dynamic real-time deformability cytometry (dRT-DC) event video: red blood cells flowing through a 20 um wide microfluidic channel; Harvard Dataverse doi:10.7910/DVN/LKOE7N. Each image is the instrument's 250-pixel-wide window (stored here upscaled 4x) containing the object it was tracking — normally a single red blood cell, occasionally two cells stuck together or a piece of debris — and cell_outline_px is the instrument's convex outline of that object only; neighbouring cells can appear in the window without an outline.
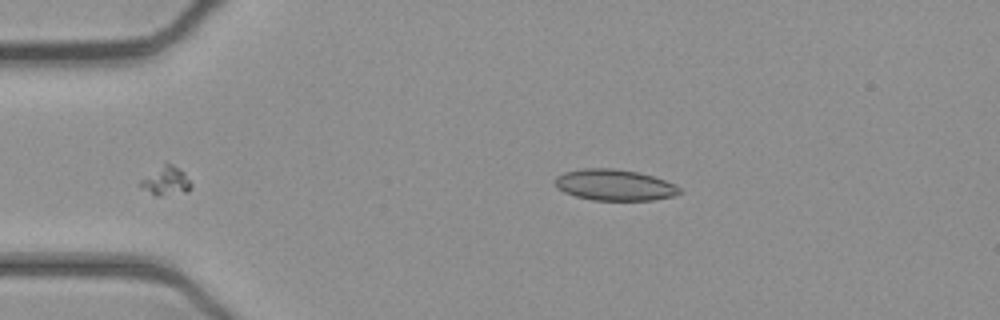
{"species": "common noctule bat (a hibernating species)", "species_latin": "Nyctalus noctula", "temperature_condition": "cold", "stored_images_in_passage": 38, "camera_frame_rate_fps": 3000, "um_per_image_px": 0.085, "animal": {"sex": "female", "body_mass_g": 21.9}, "frame": {"image": 1, "passage_image": 1, "time_ms": 0.0, "image_size_px": [1000, 320], "cell_outline_px": [[680, 192], [672, 196], [652, 200], [592, 200], [576, 196], [564, 192], [556, 188], [556, 176], [564, 172], [580, 168], [612, 168], [640, 172], [676, 184], [680, 188]], "centroid_in_image_um": [52.21, 15.71], "position_along_channel_um": 32.8, "area_um2": 22.6}}
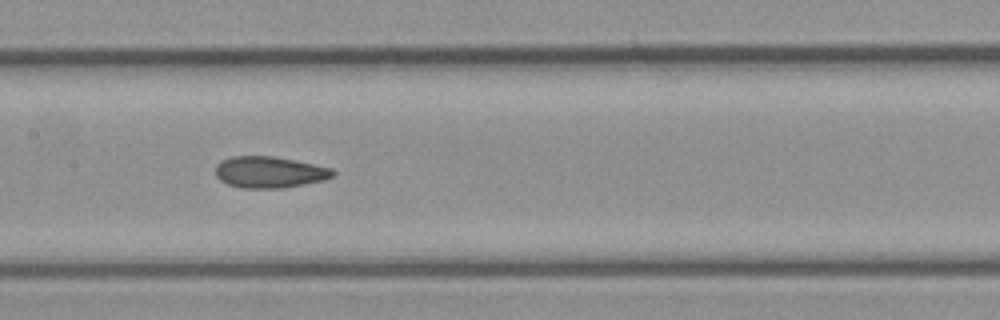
{"frame": {"image": 2, "passage_image": 16, "time_ms": 5.0, "image_size_px": [1000, 320], "cell_outline_px": [[336, 172], [332, 176], [324, 180], [284, 188], [240, 188], [228, 184], [220, 180], [216, 176], [216, 164], [220, 160], [232, 156], [272, 156], [332, 168]], "centroid_in_image_um": [22.87, 14.64], "position_along_channel_um": 184.5, "area_um2": 21.44}}
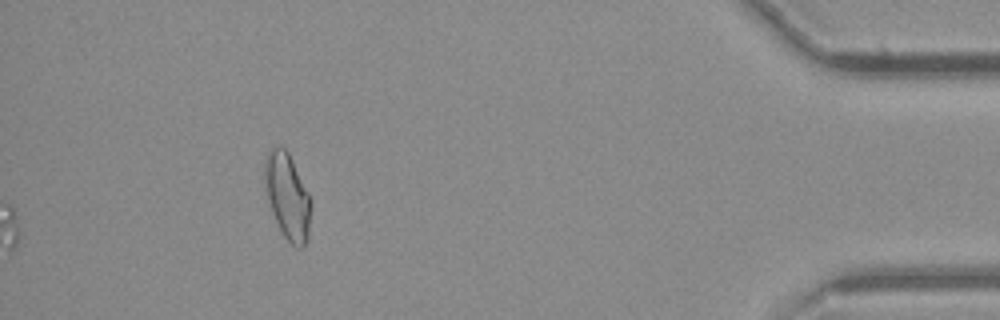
{"frame": {"image": 3, "passage_image": 38, "time_ms": 12.333, "image_size_px": [1000, 320], "cell_outline_px": [[312, 208], [308, 240], [300, 248], [296, 248], [284, 236], [272, 212], [268, 200], [264, 184], [264, 160], [268, 148], [276, 144], [284, 148], [288, 152], [312, 200]], "centroid_in_image_um": [24.43, 16.65], "position_along_channel_um": 410.8, "area_um2": 23.47}, "authors_computed_cell_mechanics": {"area_um2": 21.3282, "velocity_mm_per_s": 3.9215, "shape_relaxation_time_tau1_ms": null, "shape_relaxation_time_tau2_ms": 3.1853, "deformation_change_tau1": null, "deformation_change_tau2": 0.0816}}